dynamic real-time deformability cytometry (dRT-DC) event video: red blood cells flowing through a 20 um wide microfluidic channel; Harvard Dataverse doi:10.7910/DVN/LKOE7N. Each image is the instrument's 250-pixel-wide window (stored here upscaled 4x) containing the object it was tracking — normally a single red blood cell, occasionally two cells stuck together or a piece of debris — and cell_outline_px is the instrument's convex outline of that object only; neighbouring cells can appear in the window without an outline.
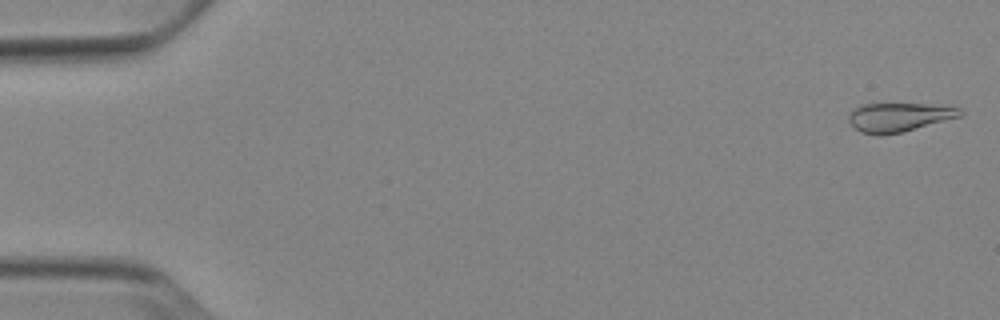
{"species": "Egyptian fruit bat (a non-hibernating species)", "species_latin": "Rousettus aegyptiacus", "temperature_condition": "cold", "stored_images_in_passage": 16, "camera_frame_rate_fps": 3000, "um_per_image_px": 0.085, "animal": {"sex": "female"}, "frame": {"image": 1, "passage_image": 1, "time_ms": 0.0, "image_size_px": [1000, 320], "cell_outline_px": [[964, 112], [960, 116], [900, 132], [880, 136], [876, 136], [860, 132], [848, 120], [848, 112], [852, 108], [860, 104], [924, 104], [960, 108]], "centroid_in_image_um": [76.32, 9.96], "position_along_channel_um": 8.7, "area_um2": 18.61}}